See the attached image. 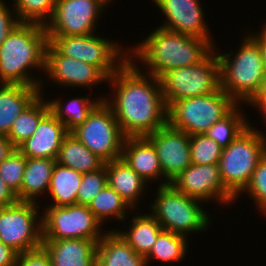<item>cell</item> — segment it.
Masks as SVG:
<instances>
[{
  "instance_id": "38",
  "label": "cell",
  "mask_w": 266,
  "mask_h": 266,
  "mask_svg": "<svg viewBox=\"0 0 266 266\" xmlns=\"http://www.w3.org/2000/svg\"><path fill=\"white\" fill-rule=\"evenodd\" d=\"M0 0V45L7 39L13 29L21 22L16 15L13 4Z\"/></svg>"
},
{
  "instance_id": "22",
  "label": "cell",
  "mask_w": 266,
  "mask_h": 266,
  "mask_svg": "<svg viewBox=\"0 0 266 266\" xmlns=\"http://www.w3.org/2000/svg\"><path fill=\"white\" fill-rule=\"evenodd\" d=\"M139 210L135 212L132 211V216L129 220L131 223L124 220L123 228L114 229L129 245L130 247L140 255L146 257L153 248L156 242L157 236L163 230L160 223L155 219V217L145 210V213H138ZM136 213V215H135ZM126 222V223H125ZM127 224V226H126ZM126 227V229H125Z\"/></svg>"
},
{
  "instance_id": "40",
  "label": "cell",
  "mask_w": 266,
  "mask_h": 266,
  "mask_svg": "<svg viewBox=\"0 0 266 266\" xmlns=\"http://www.w3.org/2000/svg\"><path fill=\"white\" fill-rule=\"evenodd\" d=\"M18 201L17 194L0 177V207L10 206Z\"/></svg>"
},
{
  "instance_id": "29",
  "label": "cell",
  "mask_w": 266,
  "mask_h": 266,
  "mask_svg": "<svg viewBox=\"0 0 266 266\" xmlns=\"http://www.w3.org/2000/svg\"><path fill=\"white\" fill-rule=\"evenodd\" d=\"M45 95L39 94L13 122L7 138L15 148L33 135L40 120L50 111Z\"/></svg>"
},
{
  "instance_id": "10",
  "label": "cell",
  "mask_w": 266,
  "mask_h": 266,
  "mask_svg": "<svg viewBox=\"0 0 266 266\" xmlns=\"http://www.w3.org/2000/svg\"><path fill=\"white\" fill-rule=\"evenodd\" d=\"M71 133L105 163L121 158L126 136L104 100Z\"/></svg>"
},
{
  "instance_id": "24",
  "label": "cell",
  "mask_w": 266,
  "mask_h": 266,
  "mask_svg": "<svg viewBox=\"0 0 266 266\" xmlns=\"http://www.w3.org/2000/svg\"><path fill=\"white\" fill-rule=\"evenodd\" d=\"M96 266H147L143 255L137 254L114 230H107L97 243Z\"/></svg>"
},
{
  "instance_id": "19",
  "label": "cell",
  "mask_w": 266,
  "mask_h": 266,
  "mask_svg": "<svg viewBox=\"0 0 266 266\" xmlns=\"http://www.w3.org/2000/svg\"><path fill=\"white\" fill-rule=\"evenodd\" d=\"M121 158L148 184L157 181L160 182L156 186L170 184L162 174L156 148L146 136L126 137Z\"/></svg>"
},
{
  "instance_id": "13",
  "label": "cell",
  "mask_w": 266,
  "mask_h": 266,
  "mask_svg": "<svg viewBox=\"0 0 266 266\" xmlns=\"http://www.w3.org/2000/svg\"><path fill=\"white\" fill-rule=\"evenodd\" d=\"M108 0H56L51 18L44 25L48 36L96 33Z\"/></svg>"
},
{
  "instance_id": "33",
  "label": "cell",
  "mask_w": 266,
  "mask_h": 266,
  "mask_svg": "<svg viewBox=\"0 0 266 266\" xmlns=\"http://www.w3.org/2000/svg\"><path fill=\"white\" fill-rule=\"evenodd\" d=\"M56 0H13V8L21 22L45 25L51 18Z\"/></svg>"
},
{
  "instance_id": "5",
  "label": "cell",
  "mask_w": 266,
  "mask_h": 266,
  "mask_svg": "<svg viewBox=\"0 0 266 266\" xmlns=\"http://www.w3.org/2000/svg\"><path fill=\"white\" fill-rule=\"evenodd\" d=\"M157 190L149 212L163 230L189 238L194 232L201 234L211 229L213 219L202 207L204 202L178 192L171 184L157 186Z\"/></svg>"
},
{
  "instance_id": "41",
  "label": "cell",
  "mask_w": 266,
  "mask_h": 266,
  "mask_svg": "<svg viewBox=\"0 0 266 266\" xmlns=\"http://www.w3.org/2000/svg\"><path fill=\"white\" fill-rule=\"evenodd\" d=\"M18 253L0 241V266H15Z\"/></svg>"
},
{
  "instance_id": "31",
  "label": "cell",
  "mask_w": 266,
  "mask_h": 266,
  "mask_svg": "<svg viewBox=\"0 0 266 266\" xmlns=\"http://www.w3.org/2000/svg\"><path fill=\"white\" fill-rule=\"evenodd\" d=\"M88 208L103 226L106 221L113 218L119 223H123L128 217L127 213L132 214L133 211L128 203L108 184L93 198Z\"/></svg>"
},
{
  "instance_id": "42",
  "label": "cell",
  "mask_w": 266,
  "mask_h": 266,
  "mask_svg": "<svg viewBox=\"0 0 266 266\" xmlns=\"http://www.w3.org/2000/svg\"><path fill=\"white\" fill-rule=\"evenodd\" d=\"M261 30L257 33L248 32V34L258 43L261 53L264 66V72L266 76V22L261 25ZM251 33V34H250Z\"/></svg>"
},
{
  "instance_id": "4",
  "label": "cell",
  "mask_w": 266,
  "mask_h": 266,
  "mask_svg": "<svg viewBox=\"0 0 266 266\" xmlns=\"http://www.w3.org/2000/svg\"><path fill=\"white\" fill-rule=\"evenodd\" d=\"M243 36L236 51L222 53L219 47L214 49L219 60L220 88L237 104L248 106L266 86V76L258 43L249 34Z\"/></svg>"
},
{
  "instance_id": "9",
  "label": "cell",
  "mask_w": 266,
  "mask_h": 266,
  "mask_svg": "<svg viewBox=\"0 0 266 266\" xmlns=\"http://www.w3.org/2000/svg\"><path fill=\"white\" fill-rule=\"evenodd\" d=\"M159 80L167 107L179 99L214 93L220 87L216 50L200 63L168 71Z\"/></svg>"
},
{
  "instance_id": "39",
  "label": "cell",
  "mask_w": 266,
  "mask_h": 266,
  "mask_svg": "<svg viewBox=\"0 0 266 266\" xmlns=\"http://www.w3.org/2000/svg\"><path fill=\"white\" fill-rule=\"evenodd\" d=\"M15 266H52L49 254L43 247L18 254Z\"/></svg>"
},
{
  "instance_id": "18",
  "label": "cell",
  "mask_w": 266,
  "mask_h": 266,
  "mask_svg": "<svg viewBox=\"0 0 266 266\" xmlns=\"http://www.w3.org/2000/svg\"><path fill=\"white\" fill-rule=\"evenodd\" d=\"M70 132L49 111L39 122L35 132L17 149L26 158H50L56 160L61 143Z\"/></svg>"
},
{
  "instance_id": "21",
  "label": "cell",
  "mask_w": 266,
  "mask_h": 266,
  "mask_svg": "<svg viewBox=\"0 0 266 266\" xmlns=\"http://www.w3.org/2000/svg\"><path fill=\"white\" fill-rule=\"evenodd\" d=\"M107 184L133 209L140 206L148 183L144 181L122 158L106 163ZM144 194V195H143ZM143 195V196H142Z\"/></svg>"
},
{
  "instance_id": "35",
  "label": "cell",
  "mask_w": 266,
  "mask_h": 266,
  "mask_svg": "<svg viewBox=\"0 0 266 266\" xmlns=\"http://www.w3.org/2000/svg\"><path fill=\"white\" fill-rule=\"evenodd\" d=\"M26 163L27 158L17 148L0 163V177L16 194L21 189Z\"/></svg>"
},
{
  "instance_id": "8",
  "label": "cell",
  "mask_w": 266,
  "mask_h": 266,
  "mask_svg": "<svg viewBox=\"0 0 266 266\" xmlns=\"http://www.w3.org/2000/svg\"><path fill=\"white\" fill-rule=\"evenodd\" d=\"M48 42L61 54L98 67L110 78L128 59V48L98 33L74 36H48ZM120 45H119V44ZM127 48V49H126Z\"/></svg>"
},
{
  "instance_id": "43",
  "label": "cell",
  "mask_w": 266,
  "mask_h": 266,
  "mask_svg": "<svg viewBox=\"0 0 266 266\" xmlns=\"http://www.w3.org/2000/svg\"><path fill=\"white\" fill-rule=\"evenodd\" d=\"M248 106L255 108L260 112V118H263V122L266 124V86L261 92L248 104ZM266 127V125L264 126Z\"/></svg>"
},
{
  "instance_id": "2",
  "label": "cell",
  "mask_w": 266,
  "mask_h": 266,
  "mask_svg": "<svg viewBox=\"0 0 266 266\" xmlns=\"http://www.w3.org/2000/svg\"><path fill=\"white\" fill-rule=\"evenodd\" d=\"M214 48L209 40L157 26L139 44L129 46L128 52L140 70L160 79L168 71L200 63Z\"/></svg>"
},
{
  "instance_id": "16",
  "label": "cell",
  "mask_w": 266,
  "mask_h": 266,
  "mask_svg": "<svg viewBox=\"0 0 266 266\" xmlns=\"http://www.w3.org/2000/svg\"><path fill=\"white\" fill-rule=\"evenodd\" d=\"M151 2L165 17L162 20L164 22H161L163 24L158 25L159 27L183 35L203 38L216 46L200 0H152Z\"/></svg>"
},
{
  "instance_id": "11",
  "label": "cell",
  "mask_w": 266,
  "mask_h": 266,
  "mask_svg": "<svg viewBox=\"0 0 266 266\" xmlns=\"http://www.w3.org/2000/svg\"><path fill=\"white\" fill-rule=\"evenodd\" d=\"M42 207V240H100L107 232L87 205Z\"/></svg>"
},
{
  "instance_id": "6",
  "label": "cell",
  "mask_w": 266,
  "mask_h": 266,
  "mask_svg": "<svg viewBox=\"0 0 266 266\" xmlns=\"http://www.w3.org/2000/svg\"><path fill=\"white\" fill-rule=\"evenodd\" d=\"M250 126L227 147L219 161L224 187L237 198L249 184L259 160L266 153V131Z\"/></svg>"
},
{
  "instance_id": "34",
  "label": "cell",
  "mask_w": 266,
  "mask_h": 266,
  "mask_svg": "<svg viewBox=\"0 0 266 266\" xmlns=\"http://www.w3.org/2000/svg\"><path fill=\"white\" fill-rule=\"evenodd\" d=\"M221 153L222 147L205 133L190 136V157L192 164H219Z\"/></svg>"
},
{
  "instance_id": "23",
  "label": "cell",
  "mask_w": 266,
  "mask_h": 266,
  "mask_svg": "<svg viewBox=\"0 0 266 266\" xmlns=\"http://www.w3.org/2000/svg\"><path fill=\"white\" fill-rule=\"evenodd\" d=\"M39 94V87L0 83L1 135H8L13 122Z\"/></svg>"
},
{
  "instance_id": "17",
  "label": "cell",
  "mask_w": 266,
  "mask_h": 266,
  "mask_svg": "<svg viewBox=\"0 0 266 266\" xmlns=\"http://www.w3.org/2000/svg\"><path fill=\"white\" fill-rule=\"evenodd\" d=\"M155 146L162 174L171 183L191 163L190 135L168 123L146 136Z\"/></svg>"
},
{
  "instance_id": "32",
  "label": "cell",
  "mask_w": 266,
  "mask_h": 266,
  "mask_svg": "<svg viewBox=\"0 0 266 266\" xmlns=\"http://www.w3.org/2000/svg\"><path fill=\"white\" fill-rule=\"evenodd\" d=\"M243 104H238L227 116L214 123L205 134L222 148L227 147L250 126V117L245 114ZM242 108V109H241ZM244 112V113H243Z\"/></svg>"
},
{
  "instance_id": "26",
  "label": "cell",
  "mask_w": 266,
  "mask_h": 266,
  "mask_svg": "<svg viewBox=\"0 0 266 266\" xmlns=\"http://www.w3.org/2000/svg\"><path fill=\"white\" fill-rule=\"evenodd\" d=\"M83 173L55 163L46 199L50 197V205L67 206L77 204L78 189ZM49 197V198H48ZM52 201V202H51Z\"/></svg>"
},
{
  "instance_id": "44",
  "label": "cell",
  "mask_w": 266,
  "mask_h": 266,
  "mask_svg": "<svg viewBox=\"0 0 266 266\" xmlns=\"http://www.w3.org/2000/svg\"><path fill=\"white\" fill-rule=\"evenodd\" d=\"M14 149L15 147L7 136L0 134V163L5 160Z\"/></svg>"
},
{
  "instance_id": "25",
  "label": "cell",
  "mask_w": 266,
  "mask_h": 266,
  "mask_svg": "<svg viewBox=\"0 0 266 266\" xmlns=\"http://www.w3.org/2000/svg\"><path fill=\"white\" fill-rule=\"evenodd\" d=\"M55 163L56 160L50 158H27L21 189L17 194L19 201L40 204L42 196L44 198L49 190Z\"/></svg>"
},
{
  "instance_id": "7",
  "label": "cell",
  "mask_w": 266,
  "mask_h": 266,
  "mask_svg": "<svg viewBox=\"0 0 266 266\" xmlns=\"http://www.w3.org/2000/svg\"><path fill=\"white\" fill-rule=\"evenodd\" d=\"M238 104L220 87L211 94L179 99L167 110V123L188 135L204 134Z\"/></svg>"
},
{
  "instance_id": "14",
  "label": "cell",
  "mask_w": 266,
  "mask_h": 266,
  "mask_svg": "<svg viewBox=\"0 0 266 266\" xmlns=\"http://www.w3.org/2000/svg\"><path fill=\"white\" fill-rule=\"evenodd\" d=\"M178 192L221 207L235 205L236 198L224 187L219 164H190L170 183ZM212 200V201H211Z\"/></svg>"
},
{
  "instance_id": "3",
  "label": "cell",
  "mask_w": 266,
  "mask_h": 266,
  "mask_svg": "<svg viewBox=\"0 0 266 266\" xmlns=\"http://www.w3.org/2000/svg\"><path fill=\"white\" fill-rule=\"evenodd\" d=\"M47 44L44 25L20 22L0 45V83L39 87L44 95L45 79L41 75L45 74ZM33 70L43 73L39 77Z\"/></svg>"
},
{
  "instance_id": "37",
  "label": "cell",
  "mask_w": 266,
  "mask_h": 266,
  "mask_svg": "<svg viewBox=\"0 0 266 266\" xmlns=\"http://www.w3.org/2000/svg\"><path fill=\"white\" fill-rule=\"evenodd\" d=\"M106 184V163L96 171L83 173L77 194V204L88 206Z\"/></svg>"
},
{
  "instance_id": "15",
  "label": "cell",
  "mask_w": 266,
  "mask_h": 266,
  "mask_svg": "<svg viewBox=\"0 0 266 266\" xmlns=\"http://www.w3.org/2000/svg\"><path fill=\"white\" fill-rule=\"evenodd\" d=\"M45 73V77L54 82L52 84L68 87L69 90L70 87L73 90L82 87L94 91L93 88L108 82V77L98 67L61 55L49 42L46 47Z\"/></svg>"
},
{
  "instance_id": "1",
  "label": "cell",
  "mask_w": 266,
  "mask_h": 266,
  "mask_svg": "<svg viewBox=\"0 0 266 266\" xmlns=\"http://www.w3.org/2000/svg\"><path fill=\"white\" fill-rule=\"evenodd\" d=\"M107 84L113 87L112 94L104 101L126 137L147 136L167 124L168 107L160 80L142 72L130 59L108 78Z\"/></svg>"
},
{
  "instance_id": "36",
  "label": "cell",
  "mask_w": 266,
  "mask_h": 266,
  "mask_svg": "<svg viewBox=\"0 0 266 266\" xmlns=\"http://www.w3.org/2000/svg\"><path fill=\"white\" fill-rule=\"evenodd\" d=\"M244 193L254 201L257 211L266 217V153L259 160L249 184L236 200Z\"/></svg>"
},
{
  "instance_id": "27",
  "label": "cell",
  "mask_w": 266,
  "mask_h": 266,
  "mask_svg": "<svg viewBox=\"0 0 266 266\" xmlns=\"http://www.w3.org/2000/svg\"><path fill=\"white\" fill-rule=\"evenodd\" d=\"M105 96L100 95V97L95 98H90L89 95L84 97L77 96L71 98L69 101H64L62 98L59 99V97H53L51 100L48 98L47 100L50 111L71 132L87 119L89 113L101 100H104Z\"/></svg>"
},
{
  "instance_id": "12",
  "label": "cell",
  "mask_w": 266,
  "mask_h": 266,
  "mask_svg": "<svg viewBox=\"0 0 266 266\" xmlns=\"http://www.w3.org/2000/svg\"><path fill=\"white\" fill-rule=\"evenodd\" d=\"M40 207L26 201L0 207V241L18 254L42 247Z\"/></svg>"
},
{
  "instance_id": "20",
  "label": "cell",
  "mask_w": 266,
  "mask_h": 266,
  "mask_svg": "<svg viewBox=\"0 0 266 266\" xmlns=\"http://www.w3.org/2000/svg\"><path fill=\"white\" fill-rule=\"evenodd\" d=\"M98 241L73 238L43 240L42 247L49 254L52 266H96Z\"/></svg>"
},
{
  "instance_id": "28",
  "label": "cell",
  "mask_w": 266,
  "mask_h": 266,
  "mask_svg": "<svg viewBox=\"0 0 266 266\" xmlns=\"http://www.w3.org/2000/svg\"><path fill=\"white\" fill-rule=\"evenodd\" d=\"M56 162L81 173L93 172L105 165L71 132L64 138Z\"/></svg>"
},
{
  "instance_id": "30",
  "label": "cell",
  "mask_w": 266,
  "mask_h": 266,
  "mask_svg": "<svg viewBox=\"0 0 266 266\" xmlns=\"http://www.w3.org/2000/svg\"><path fill=\"white\" fill-rule=\"evenodd\" d=\"M189 240L190 238L184 235L162 230L157 236L152 250L145 257L147 266L150 265V261L154 262L153 260L166 264L182 262L187 257L185 255H188Z\"/></svg>"
}]
</instances>
